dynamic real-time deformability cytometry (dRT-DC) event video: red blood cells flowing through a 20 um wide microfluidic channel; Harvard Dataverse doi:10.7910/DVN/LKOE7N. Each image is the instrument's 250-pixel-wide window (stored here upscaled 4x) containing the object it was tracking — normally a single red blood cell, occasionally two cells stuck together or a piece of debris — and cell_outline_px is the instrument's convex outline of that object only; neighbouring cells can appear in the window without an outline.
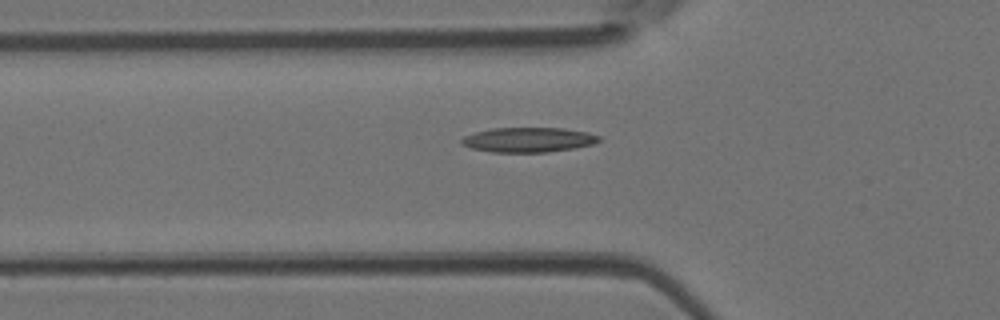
{"species": "Egyptian fruit bat (a non-hibernating species)", "species_latin": "Rousettus aegyptiacus", "temperature_condition": "room temperature", "stored_images_in_passage": 34, "camera_frame_rate_fps": 3000, "um_per_image_px": 0.085, "animal": {"sex": "female"}, "frame": {"image": 1, "passage_image": 6, "time_ms": 1.667, "image_size_px": [1000, 320], "cell_outline_px": [[600, 140], [592, 144], [572, 148], [548, 152], [492, 152], [472, 148], [460, 144], [460, 140], [464, 136], [476, 132], [492, 128], [564, 128], [588, 132], [600, 136]], "centroid_in_image_um": [44.89, 11.88], "position_along_channel_um": 80.9, "area_um2": 19.77}}
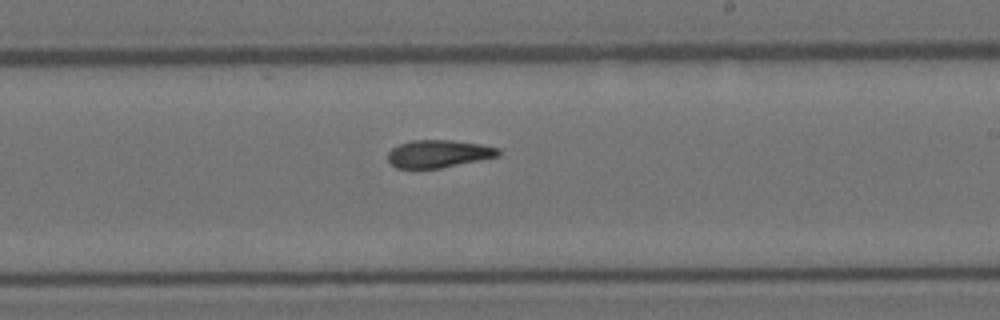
{"frame": {"image": 2, "passage_image": 18, "time_ms": 5.667, "image_size_px": [1000, 320], "cell_outline_px": [[500, 156], [440, 168], [396, 168], [388, 160], [388, 152], [392, 148], [400, 144], [412, 140], [452, 140], [480, 144], [500, 148]], "centroid_in_image_um": [37.29, 13.06], "position_along_channel_um": 251.7, "area_um2": 17.74}}
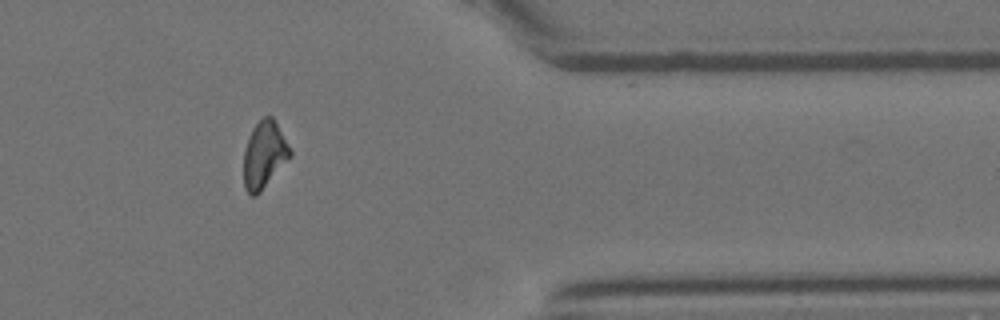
{"frame": {"image": 3, "passage_image": 29, "time_ms": 9.333, "image_size_px": [1000, 320], "cell_outline_px": [[292, 156], [260, 192], [256, 196], [252, 196], [244, 188], [244, 148], [248, 136], [252, 128], [264, 116], [272, 116], [292, 152]], "centroid_in_image_um": [22.44, 13.17], "position_along_channel_um": 389.0, "area_um2": 18.03}}